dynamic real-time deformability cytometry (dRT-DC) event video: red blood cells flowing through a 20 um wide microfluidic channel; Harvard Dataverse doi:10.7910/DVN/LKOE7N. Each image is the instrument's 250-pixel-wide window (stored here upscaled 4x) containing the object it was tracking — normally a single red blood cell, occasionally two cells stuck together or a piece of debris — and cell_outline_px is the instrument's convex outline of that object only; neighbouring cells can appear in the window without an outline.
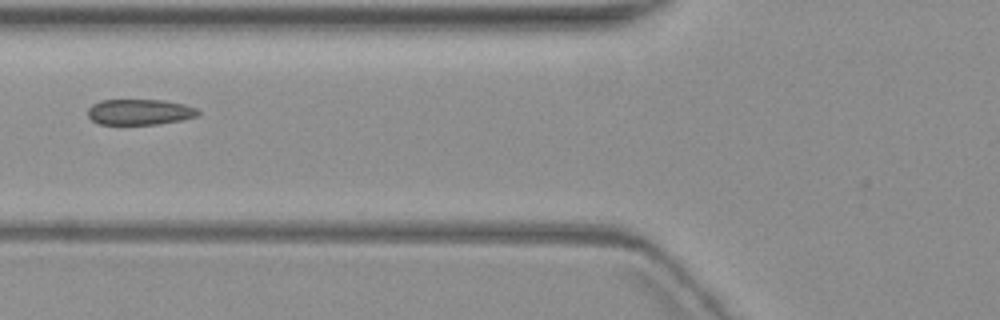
{"species": "common noctule bat (a hibernating species)", "species_latin": "Nyctalus noctula", "temperature_condition": "warm", "stored_images_in_passage": 6, "camera_frame_rate_fps": 3000, "um_per_image_px": 0.085, "animal": {"sex": "female", "body_mass_g": 19.3, "forearm_length_mm": 54.1}, "frame": {"image": 1, "passage_image": 5, "time_ms": 7.333, "image_size_px": [1000, 320], "cell_outline_px": [[200, 112], [196, 116], [180, 120], [156, 124], [100, 124], [92, 120], [88, 116], [88, 108], [92, 104], [100, 100], [164, 100], [184, 104], [196, 108]], "centroid_in_image_um": [11.85, 9.51], "position_along_channel_um": 114.0, "area_um2": 16.42}}
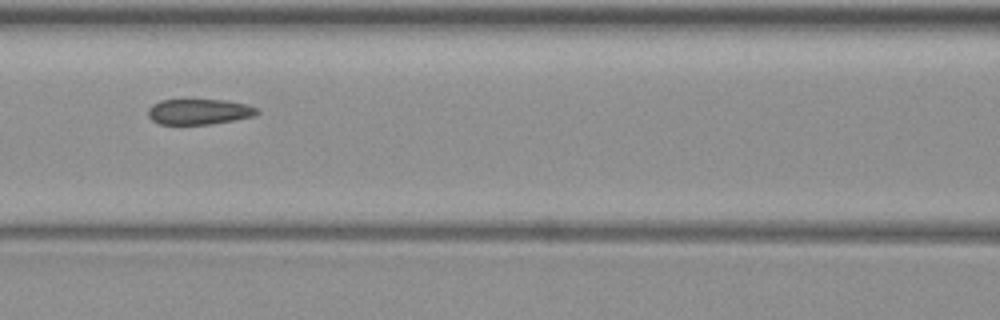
{"frame": {"image": 2, "passage_image": 6, "time_ms": 8.333, "image_size_px": [1000, 320], "cell_outline_px": [[260, 112], [252, 116], [212, 124], [160, 124], [152, 120], [148, 116], [148, 108], [152, 104], [160, 100], [184, 96], [228, 100], [244, 104], [256, 108]], "centroid_in_image_um": [16.84, 9.43], "position_along_channel_um": 149.8, "area_um2": 17.05}}